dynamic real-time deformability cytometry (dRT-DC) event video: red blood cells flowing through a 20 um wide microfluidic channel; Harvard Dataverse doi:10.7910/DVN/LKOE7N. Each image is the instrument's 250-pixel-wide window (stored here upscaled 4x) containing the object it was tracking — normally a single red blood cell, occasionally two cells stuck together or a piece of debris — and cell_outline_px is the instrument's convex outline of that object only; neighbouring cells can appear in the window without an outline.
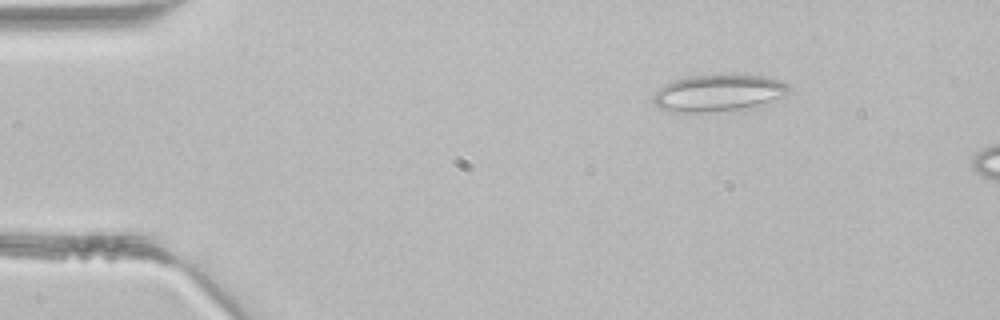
{"species": "common noctule bat (a hibernating species)", "species_latin": "Nyctalus noctula", "temperature_condition": "room temperature", "stored_images_in_passage": 41, "camera_frame_rate_fps": 3000, "um_per_image_px": 0.085, "animal": {"sex": "male", "body_mass_g": 21.5, "forearm_length_mm": 52.0}, "frame": {"image": 1, "passage_image": 2, "time_ms": 0.333, "image_size_px": [1000, 320], "cell_outline_px": [[792, 92], [760, 108], [744, 112], [676, 112], [660, 108], [652, 100], [652, 96], [664, 84], [688, 76], [744, 72], [792, 84]], "centroid_in_image_um": [61.22, 7.91], "position_along_channel_um": 23.8, "area_um2": 30.92}}
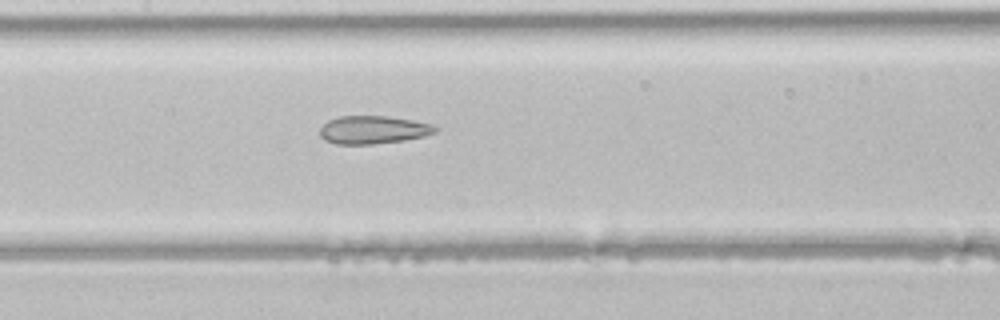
{"frame": {"image": 2, "passage_image": 17, "time_ms": 5.333, "image_size_px": [1000, 320], "cell_outline_px": [[440, 128], [436, 132], [424, 136], [404, 140], [372, 144], [336, 144], [324, 140], [320, 136], [320, 128], [328, 120], [340, 116], [388, 116], [412, 120], [432, 124]], "centroid_in_image_um": [31.72, 11.03], "position_along_channel_um": 175.7, "area_um2": 18.9}}
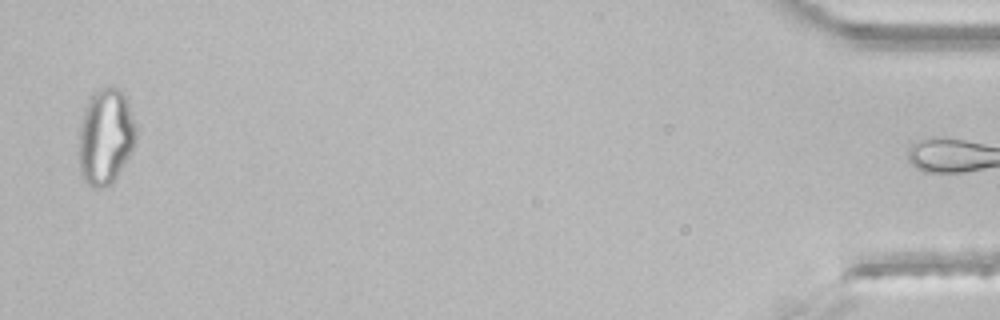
{"frame": {"image": 3, "passage_image": 40, "time_ms": 13.0, "image_size_px": [1000, 320], "cell_outline_px": [[136, 140], [128, 156], [112, 184], [104, 188], [92, 188], [84, 180], [80, 172], [80, 124], [84, 108], [92, 96], [100, 88], [120, 88], [124, 92], [136, 128]], "centroid_in_image_um": [8.97, 11.63], "position_along_channel_um": 426.2, "area_um2": 31.56}}